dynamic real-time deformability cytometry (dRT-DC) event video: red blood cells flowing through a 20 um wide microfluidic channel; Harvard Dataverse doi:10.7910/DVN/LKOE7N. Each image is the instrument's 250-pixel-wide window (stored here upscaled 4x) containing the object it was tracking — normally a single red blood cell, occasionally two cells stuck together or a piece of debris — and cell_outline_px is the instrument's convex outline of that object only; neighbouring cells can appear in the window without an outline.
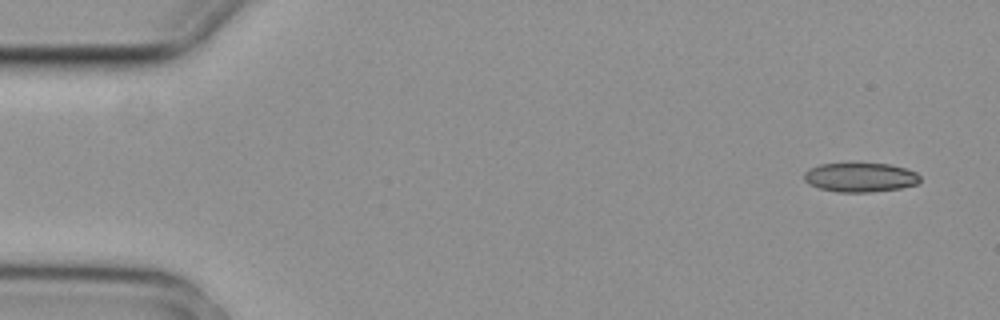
{"species": "common noctule bat (a hibernating species)", "species_latin": "Nyctalus noctula", "temperature_condition": "cold", "stored_images_in_passage": 4, "camera_frame_rate_fps": 3000, "um_per_image_px": 0.085, "animal": {"sex": "female", "body_mass_g": 29.2, "forearm_length_mm": 56.3}, "frame": {"image": 1, "passage_image": 1, "time_ms": 0.0, "image_size_px": [1000, 320], "cell_outline_px": [[920, 180], [916, 184], [900, 188], [868, 192], [836, 192], [820, 188], [808, 184], [804, 180], [804, 172], [808, 168], [820, 164], [888, 164], [904, 168], [916, 172], [920, 176]], "centroid_in_image_um": [73.08, 15.08], "position_along_channel_um": 11.9, "area_um2": 19.59}}
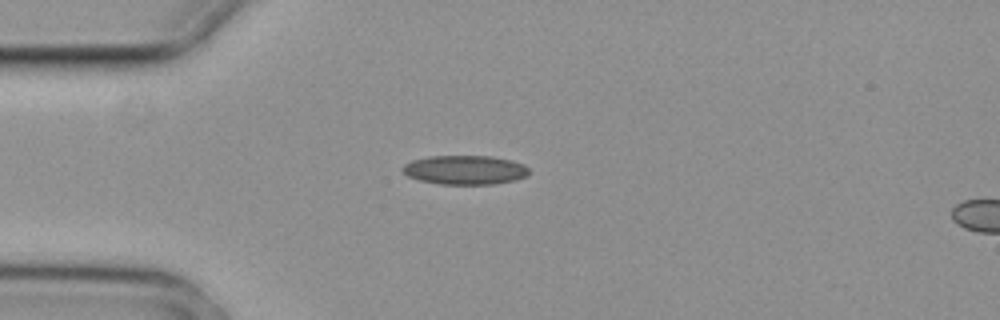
{"frame": {"image": 2, "passage_image": 3, "time_ms": 0.667, "image_size_px": [1000, 320], "cell_outline_px": [[528, 172], [524, 176], [516, 180], [492, 184], [440, 184], [420, 180], [408, 176], [400, 168], [404, 164], [412, 160], [428, 156], [492, 156], [524, 164], [528, 168]], "centroid_in_image_um": [39.48, 14.44], "position_along_channel_um": 45.5, "area_um2": 21.33}}